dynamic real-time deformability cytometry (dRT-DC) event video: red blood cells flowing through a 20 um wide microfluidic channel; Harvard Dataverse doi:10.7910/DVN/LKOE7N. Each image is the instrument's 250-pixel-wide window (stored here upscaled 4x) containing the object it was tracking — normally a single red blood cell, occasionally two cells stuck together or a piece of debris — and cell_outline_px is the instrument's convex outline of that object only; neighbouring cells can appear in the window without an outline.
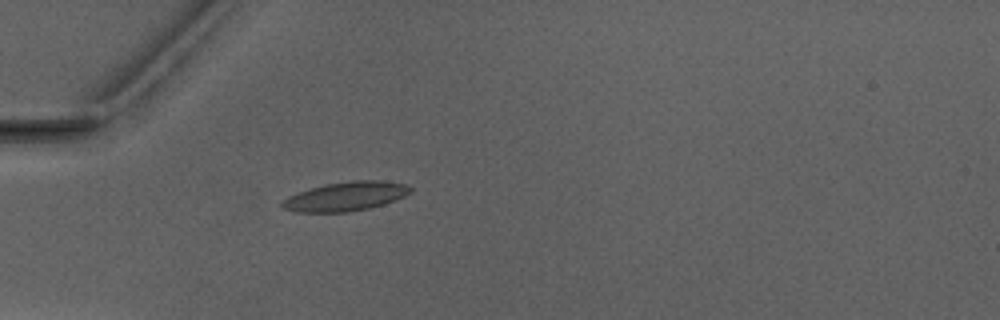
{"species": "Egyptian fruit bat (a non-hibernating species)", "species_latin": "Rousettus aegyptiacus", "temperature_condition": "warm", "stored_images_in_passage": 5, "camera_frame_rate_fps": 3000, "um_per_image_px": 0.085, "animal": {"sex": "male"}, "frame": {"image": 1, "passage_image": 5, "time_ms": 4.667, "image_size_px": [1000, 320], "cell_outline_px": [[412, 192], [396, 200], [384, 204], [368, 208], [348, 212], [296, 212], [284, 208], [280, 204], [280, 200], [288, 196], [324, 184], [352, 180], [380, 180], [408, 184], [412, 188]], "centroid_in_image_um": [29.41, 16.69], "position_along_channel_um": 55.6, "area_um2": 21.85}}